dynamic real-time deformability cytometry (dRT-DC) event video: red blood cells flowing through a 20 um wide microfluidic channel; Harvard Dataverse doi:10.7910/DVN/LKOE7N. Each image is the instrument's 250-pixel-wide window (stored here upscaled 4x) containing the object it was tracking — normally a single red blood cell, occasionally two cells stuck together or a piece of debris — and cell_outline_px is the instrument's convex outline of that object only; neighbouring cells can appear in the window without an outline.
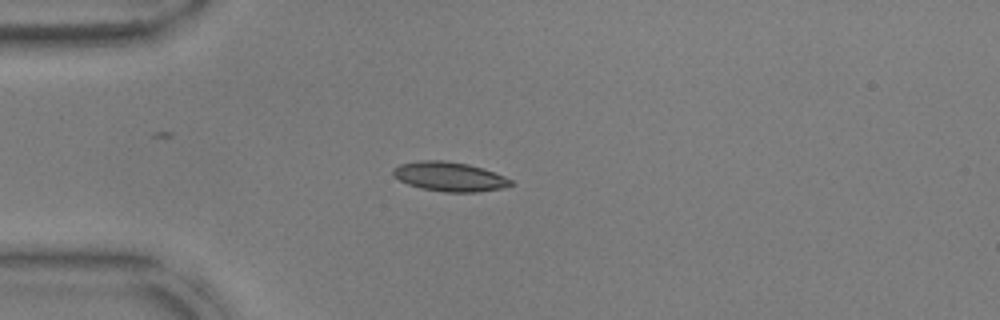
{"species": "common noctule bat (a hibernating species)", "species_latin": "Nyctalus noctula", "temperature_condition": "warm", "stored_images_in_passage": 40, "camera_frame_rate_fps": 3000, "um_per_image_px": 0.085, "animal": {"sex": "male", "body_mass_g": 17.9, "forearm_length_mm": 54.2}, "frame": {"image": 1, "passage_image": 1, "time_ms": 0.0, "image_size_px": [1000, 320], "cell_outline_px": [[512, 184], [500, 188], [476, 192], [444, 192], [420, 188], [408, 184], [400, 180], [392, 172], [392, 168], [400, 164], [420, 160], [444, 160], [468, 164], [484, 168], [504, 176], [512, 180]], "centroid_in_image_um": [38.19, 15.0], "position_along_channel_um": 46.8, "area_um2": 20.06}}
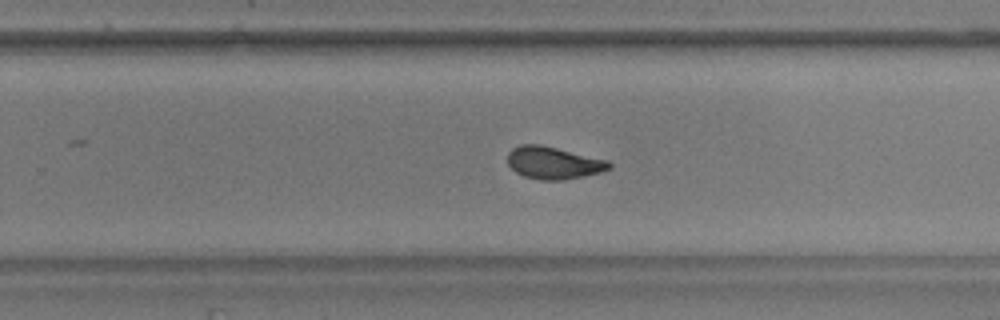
{"frame": {"image": 2, "passage_image": 21, "time_ms": 6.667, "image_size_px": [1000, 320], "cell_outline_px": [[612, 168], [600, 172], [564, 180], [540, 180], [524, 176], [516, 172], [508, 164], [508, 152], [512, 148], [520, 144], [540, 144], [608, 160], [612, 164]], "centroid_in_image_um": [47.04, 13.83], "position_along_channel_um": 282.8, "area_um2": 19.13}}
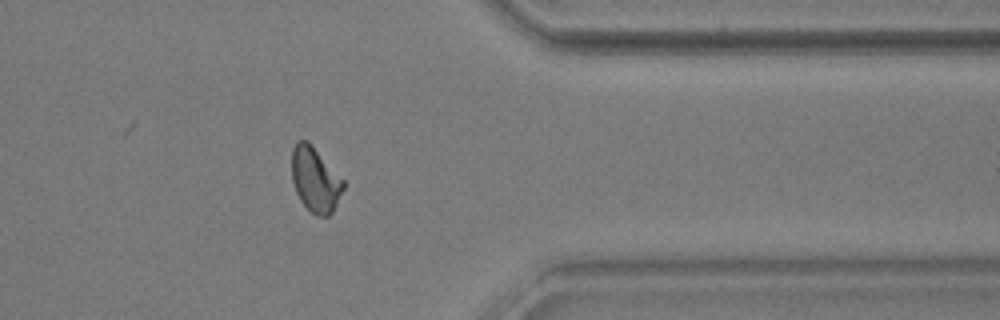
{"frame": {"image": 3, "passage_image": 30, "time_ms": 9.667, "image_size_px": [1000, 320], "cell_outline_px": [[344, 188], [332, 212], [328, 216], [316, 216], [300, 200], [296, 192], [292, 180], [292, 148], [296, 140], [308, 140], [312, 144], [344, 180]], "centroid_in_image_um": [26.79, 15.23], "position_along_channel_um": 384.6, "area_um2": 19.48}, "authors_computed_cell_mechanics": {"area_um2": 19.4786, "velocity_mm_per_s": 3.7899, "shape_relaxation_time_tau1_ms": 4.5802, "shape_relaxation_time_tau2_ms": 1.397, "deformation_change_tau1": 0.1386, "deformation_change_tau2": 0.0669}}